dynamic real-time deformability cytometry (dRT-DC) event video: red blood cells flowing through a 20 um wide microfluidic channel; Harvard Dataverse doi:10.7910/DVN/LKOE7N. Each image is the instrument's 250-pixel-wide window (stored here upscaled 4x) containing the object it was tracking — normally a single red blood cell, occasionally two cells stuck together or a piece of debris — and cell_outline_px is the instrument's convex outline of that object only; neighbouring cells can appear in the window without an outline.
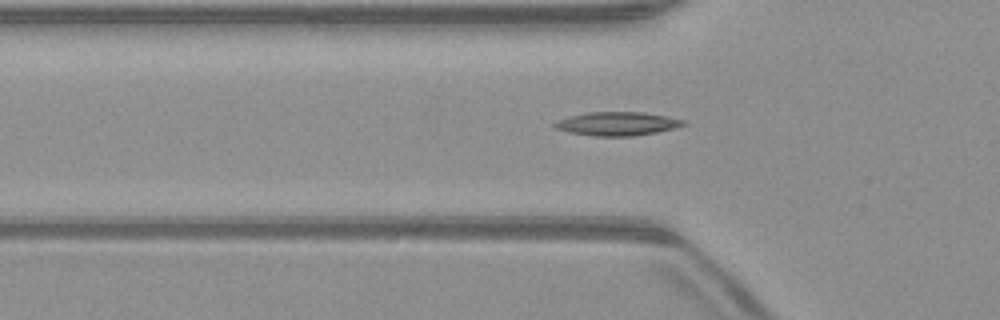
{"species": "common noctule bat (a hibernating species)", "species_latin": "Nyctalus noctula", "temperature_condition": "warm", "stored_images_in_passage": 50, "camera_frame_rate_fps": 3000, "um_per_image_px": 0.085, "animal": {"sex": "male", "body_mass_g": 23.1, "forearm_length_mm": 52.7}, "frame": {"image": 1, "passage_image": 15, "time_ms": 4.667, "image_size_px": [1000, 320], "cell_outline_px": [[688, 124], [676, 128], [636, 136], [596, 136], [572, 132], [556, 128], [552, 124], [556, 120], [568, 116], [588, 112], [644, 112], [668, 116], [688, 120]], "centroid_in_image_um": [52.54, 10.5], "position_along_channel_um": 73.3, "area_um2": 17.92}}
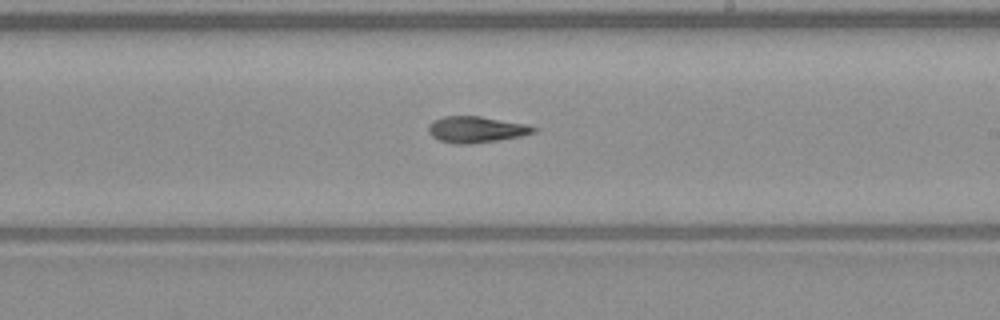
{"frame": {"image": 2, "passage_image": 28, "time_ms": 9.0, "image_size_px": [1000, 320], "cell_outline_px": [[536, 132], [520, 136], [472, 144], [456, 144], [440, 140], [432, 136], [428, 132], [428, 124], [444, 116], [480, 116], [528, 124], [536, 128]], "centroid_in_image_um": [40.48, 11.0], "position_along_channel_um": 248.5, "area_um2": 16.01}}
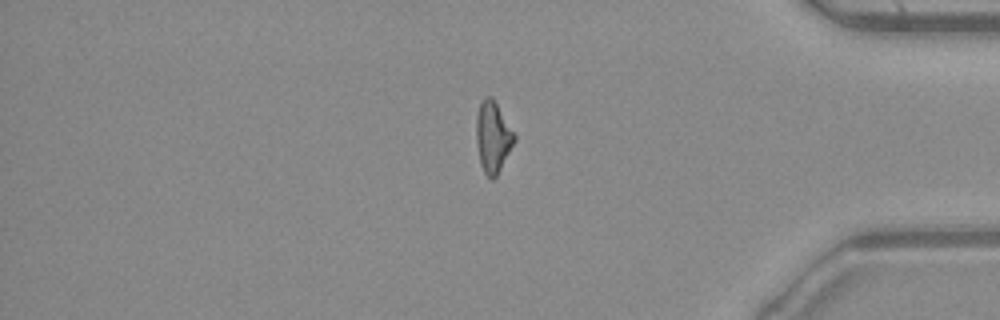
{"frame": {"image": 3, "passage_image": 41, "time_ms": 13.333, "image_size_px": [1000, 320], "cell_outline_px": [[516, 140], [496, 176], [492, 180], [484, 172], [480, 164], [476, 144], [476, 116], [480, 104], [484, 96], [492, 96], [516, 136]], "centroid_in_image_um": [41.88, 11.63], "position_along_channel_um": 393.3, "area_um2": 15.72}, "authors_computed_cell_mechanics": {"area_um2": 16.2129, "velocity_mm_per_s": 4.0123, "shape_relaxation_time_tau1_ms": null, "shape_relaxation_time_tau2_ms": 6.5439, "deformation_change_tau1": null, "deformation_change_tau2": 0.1573}}